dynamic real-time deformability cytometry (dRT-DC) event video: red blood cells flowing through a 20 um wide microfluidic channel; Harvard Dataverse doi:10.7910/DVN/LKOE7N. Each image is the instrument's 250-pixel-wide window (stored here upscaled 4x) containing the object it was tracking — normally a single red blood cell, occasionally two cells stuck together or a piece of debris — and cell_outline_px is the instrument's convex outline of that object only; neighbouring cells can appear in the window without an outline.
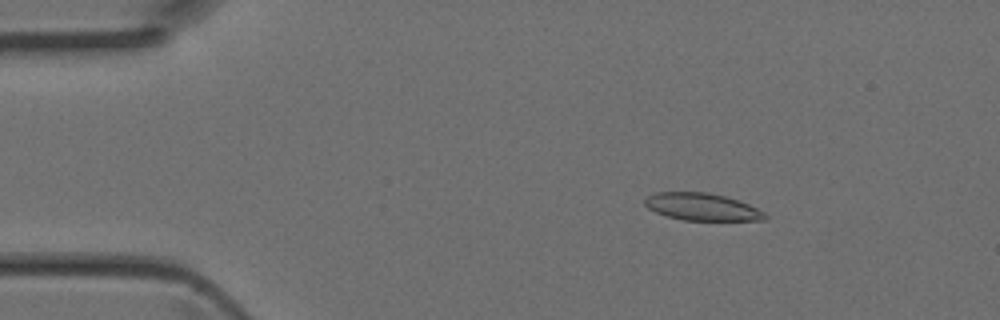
{"species": "Egyptian fruit bat (a non-hibernating species)", "species_latin": "Rousettus aegyptiacus", "temperature_condition": "room temperature", "stored_images_in_passage": 44, "camera_frame_rate_fps": 3000, "um_per_image_px": 0.085, "animal": {"sex": "female"}, "frame": {"image": 1, "passage_image": 7, "time_ms": 2.0, "image_size_px": [1000, 320], "cell_outline_px": [[768, 220], [684, 220], [668, 216], [656, 212], [648, 208], [644, 204], [644, 200], [648, 196], [656, 192], [708, 192], [724, 196], [748, 204], [764, 212], [768, 216]], "centroid_in_image_um": [59.67, 17.58], "position_along_channel_um": 25.3, "area_um2": 18.96}}
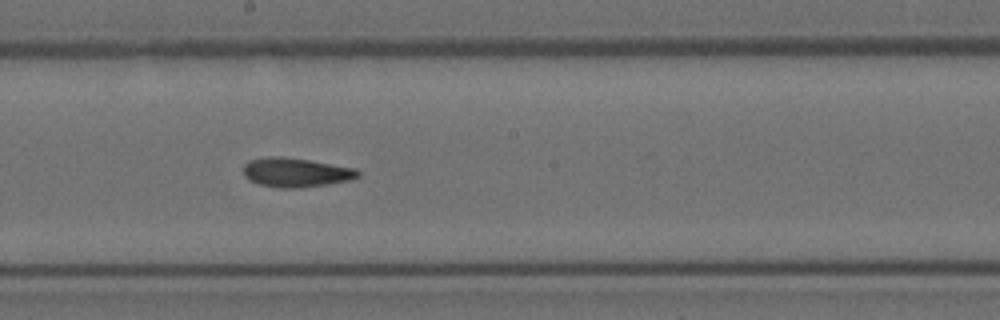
{"frame": {"image": 2, "passage_image": 24, "time_ms": 7.667, "image_size_px": [1000, 320], "cell_outline_px": [[360, 176], [352, 180], [328, 184], [296, 188], [280, 188], [260, 184], [248, 180], [244, 176], [244, 164], [248, 160], [268, 156], [280, 156], [308, 160], [356, 168], [360, 172]], "centroid_in_image_um": [25.15, 14.65], "position_along_channel_um": 223.1, "area_um2": 19.59}}
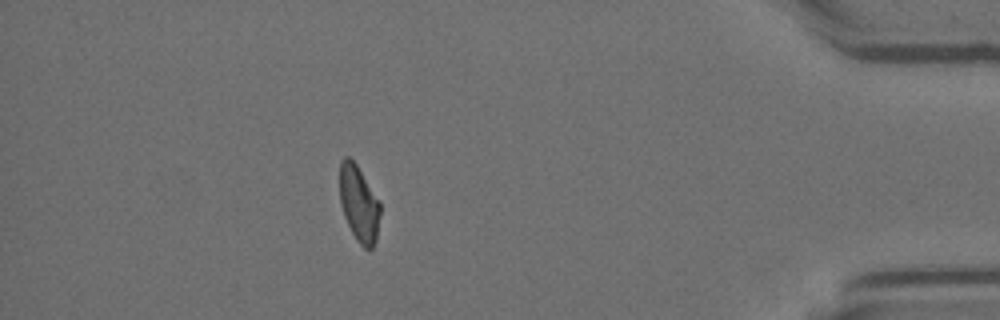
{"frame": {"image": 3, "passage_image": 39, "time_ms": 12.667, "image_size_px": [1000, 320], "cell_outline_px": [[380, 212], [376, 240], [372, 248], [364, 248], [356, 240], [344, 216], [340, 204], [340, 160], [344, 156], [348, 156], [356, 164], [380, 200]], "centroid_in_image_um": [30.51, 17.29], "position_along_channel_um": 404.7, "area_um2": 17.98}}